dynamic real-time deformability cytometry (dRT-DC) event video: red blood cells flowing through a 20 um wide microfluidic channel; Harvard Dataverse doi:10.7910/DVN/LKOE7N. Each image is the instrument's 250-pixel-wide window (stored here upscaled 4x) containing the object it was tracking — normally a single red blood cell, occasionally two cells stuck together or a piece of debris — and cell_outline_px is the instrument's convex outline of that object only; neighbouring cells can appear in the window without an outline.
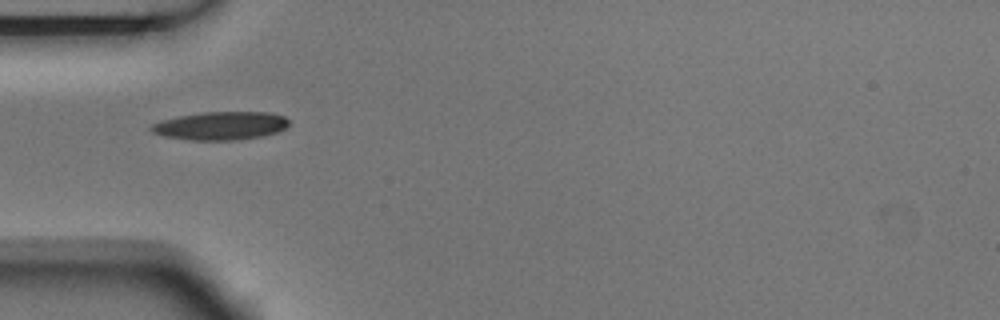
{"species": "Egyptian fruit bat (a non-hibernating species)", "species_latin": "Rousettus aegyptiacus", "temperature_condition": "room temperature", "stored_images_in_passage": 11, "camera_frame_rate_fps": 3000, "um_per_image_px": 0.085, "animal": {"sex": "male"}, "frame": {"image": 1, "passage_image": 2, "time_ms": 0.333, "image_size_px": [1000, 320], "cell_outline_px": [[288, 124], [284, 128], [276, 132], [264, 136], [236, 140], [188, 140], [164, 136], [152, 132], [148, 128], [152, 124], [160, 120], [180, 116], [204, 112], [268, 112], [284, 116], [288, 120]], "centroid_in_image_um": [18.73, 10.69], "position_along_channel_um": 66.3, "area_um2": 22.66}}
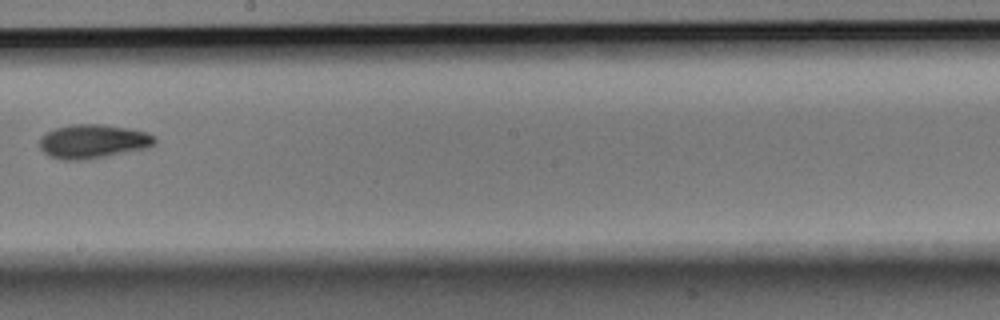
{"frame": {"image": 2, "passage_image": 6, "time_ms": 1.667, "image_size_px": [1000, 320], "cell_outline_px": [[156, 144], [148, 148], [88, 160], [60, 160], [48, 156], [40, 148], [40, 140], [48, 132], [56, 128], [72, 124], [100, 124], [128, 128], [148, 132], [156, 136]], "centroid_in_image_um": [7.95, 12.03], "position_along_channel_um": 240.2, "area_um2": 23.0}}
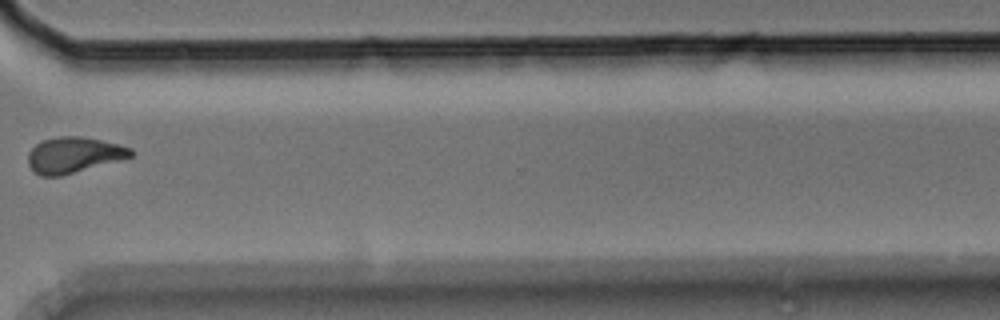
{"frame": {"image": 3, "passage_image": 9, "time_ms": 2.667, "image_size_px": [1000, 320], "cell_outline_px": [[132, 156], [120, 160], [60, 176], [40, 176], [28, 164], [28, 152], [40, 140], [56, 136], [80, 136], [120, 144], [132, 148]], "centroid_in_image_um": [6.25, 13.15], "position_along_channel_um": 364.4, "area_um2": 21.39}}